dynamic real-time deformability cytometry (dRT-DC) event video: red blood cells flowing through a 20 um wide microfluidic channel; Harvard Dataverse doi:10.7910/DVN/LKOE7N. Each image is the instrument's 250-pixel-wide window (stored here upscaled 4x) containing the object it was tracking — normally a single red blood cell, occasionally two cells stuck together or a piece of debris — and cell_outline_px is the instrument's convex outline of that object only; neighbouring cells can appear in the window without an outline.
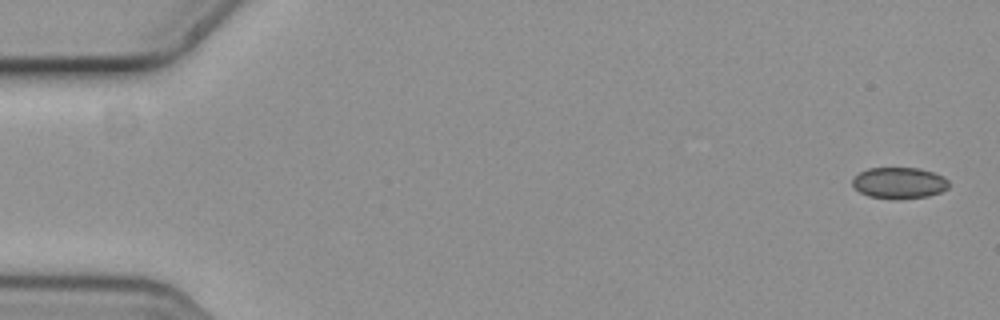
{"species": "common noctule bat (a hibernating species)", "species_latin": "Nyctalus noctula", "temperature_condition": "cold", "stored_images_in_passage": 7, "camera_frame_rate_fps": 3000, "um_per_image_px": 0.085, "animal": {"sex": "female", "body_mass_g": 19.3, "forearm_length_mm": 54.1}, "frame": {"image": 1, "passage_image": 1, "time_ms": 0.0, "image_size_px": [1000, 320], "cell_outline_px": [[948, 188], [940, 192], [928, 196], [896, 200], [868, 196], [860, 192], [852, 184], [852, 180], [860, 172], [868, 168], [920, 168], [944, 176], [948, 180]], "centroid_in_image_um": [76.44, 15.56], "position_along_channel_um": 8.6, "area_um2": 17.63}}